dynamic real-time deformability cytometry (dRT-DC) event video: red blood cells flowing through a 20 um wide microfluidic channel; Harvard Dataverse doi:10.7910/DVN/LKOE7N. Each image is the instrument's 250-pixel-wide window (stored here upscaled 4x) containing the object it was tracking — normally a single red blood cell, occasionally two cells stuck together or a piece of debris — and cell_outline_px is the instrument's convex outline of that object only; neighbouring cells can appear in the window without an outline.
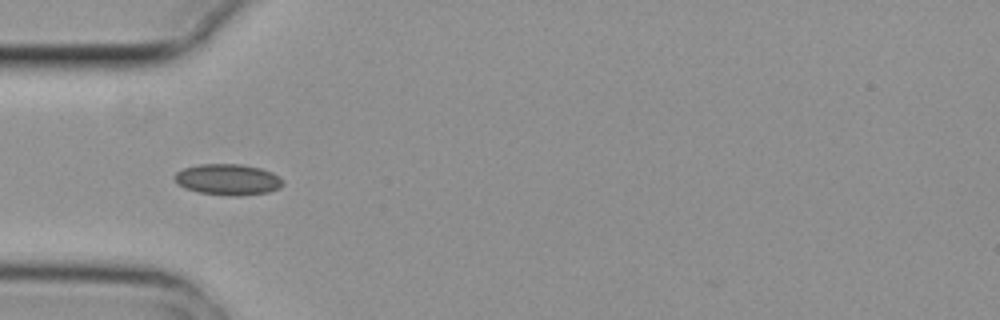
{"species": "common noctule bat (a hibernating species)", "species_latin": "Nyctalus noctula", "temperature_condition": "cold", "stored_images_in_passage": 5, "camera_frame_rate_fps": 3000, "um_per_image_px": 0.085, "animal": {"sex": "female", "body_mass_g": 29.2, "forearm_length_mm": 56.3}, "frame": {"image": 1, "passage_image": 3, "time_ms": 0.667, "image_size_px": [1000, 320], "cell_outline_px": [[284, 184], [280, 188], [268, 192], [240, 196], [228, 196], [200, 192], [188, 188], [180, 184], [172, 176], [176, 172], [184, 168], [200, 164], [240, 164], [260, 168], [272, 172], [280, 176], [284, 180]], "centroid_in_image_um": [19.43, 15.26], "position_along_channel_um": 65.6, "area_um2": 19.59}}
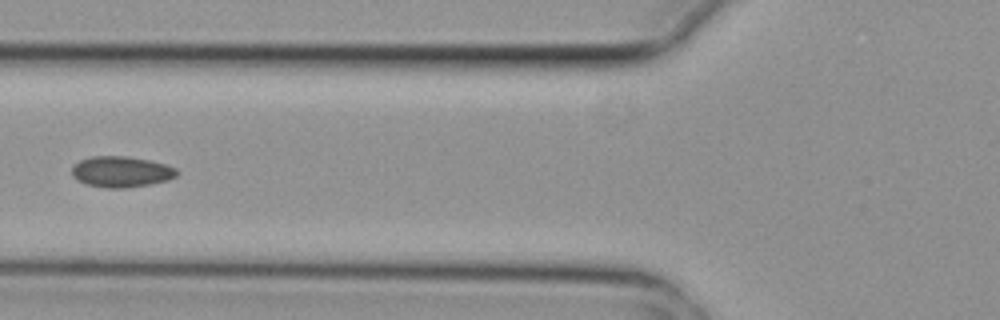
{"frame": {"image": 2, "passage_image": 4, "time_ms": 1.0, "image_size_px": [1000, 320], "cell_outline_px": [[180, 172], [176, 176], [168, 180], [128, 188], [108, 188], [88, 184], [76, 180], [72, 176], [72, 168], [80, 160], [92, 156], [124, 156], [148, 160], [164, 164], [176, 168]], "centroid_in_image_um": [10.31, 14.6], "position_along_channel_um": 115.5, "area_um2": 18.79}}
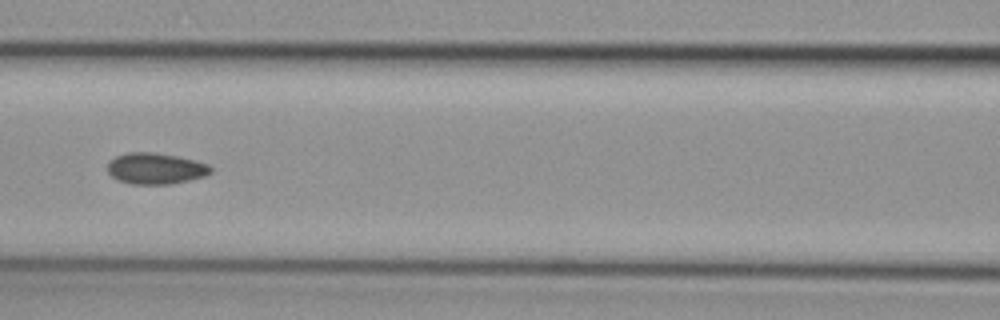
{"frame": {"image": 3, "passage_image": 5, "time_ms": 1.333, "image_size_px": [1000, 320], "cell_outline_px": [[212, 172], [204, 176], [172, 184], [132, 184], [116, 180], [108, 172], [108, 164], [116, 156], [128, 152], [152, 152], [176, 156], [196, 160], [208, 164], [212, 168]], "centroid_in_image_um": [13.23, 14.32], "position_along_channel_um": 153.4, "area_um2": 18.73}}